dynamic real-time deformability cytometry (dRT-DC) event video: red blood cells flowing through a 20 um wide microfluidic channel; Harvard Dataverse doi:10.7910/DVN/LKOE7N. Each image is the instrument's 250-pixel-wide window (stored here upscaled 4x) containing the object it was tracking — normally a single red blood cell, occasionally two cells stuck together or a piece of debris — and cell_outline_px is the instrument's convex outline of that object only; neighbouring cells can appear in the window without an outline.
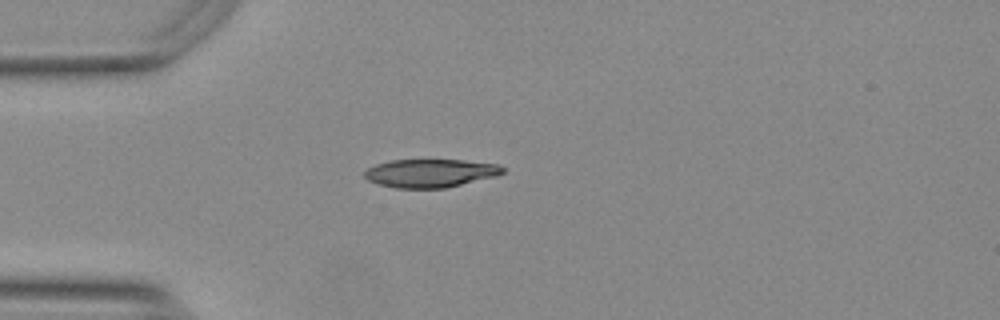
{"species": "Egyptian fruit bat (a non-hibernating species)", "species_latin": "Rousettus aegyptiacus", "temperature_condition": "warm", "stored_images_in_passage": 27, "camera_frame_rate_fps": 3000, "um_per_image_px": 0.085, "animal": {"sex": "female"}, "frame": {"image": 1, "passage_image": 1, "time_ms": 0.0, "image_size_px": [1000, 320], "cell_outline_px": [[504, 172], [496, 176], [444, 188], [396, 188], [380, 184], [368, 180], [364, 176], [364, 172], [368, 168], [376, 164], [392, 160], [464, 160], [500, 164], [504, 168]], "centroid_in_image_um": [36.6, 14.71], "position_along_channel_um": 48.4, "area_um2": 22.66}}
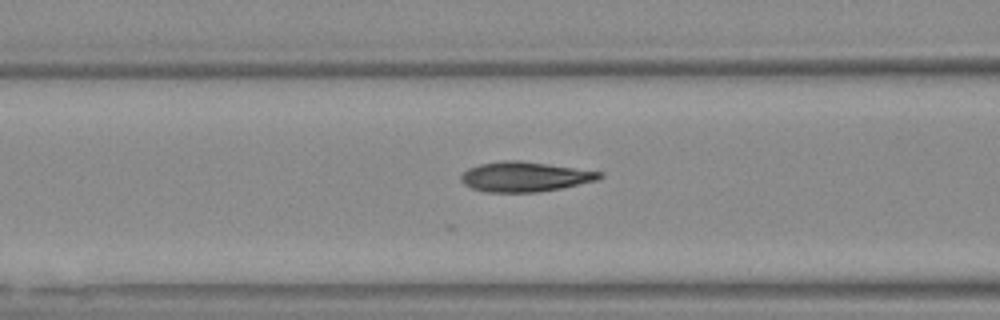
{"frame": {"image": 2, "passage_image": 8, "time_ms": 2.333, "image_size_px": [1000, 320], "cell_outline_px": [[604, 176], [600, 180], [560, 188], [536, 192], [488, 192], [472, 188], [464, 184], [460, 180], [460, 176], [468, 168], [480, 164], [500, 160], [520, 160], [604, 172]], "centroid_in_image_um": [44.63, 15.01], "position_along_channel_um": 122.0, "area_um2": 24.22}}
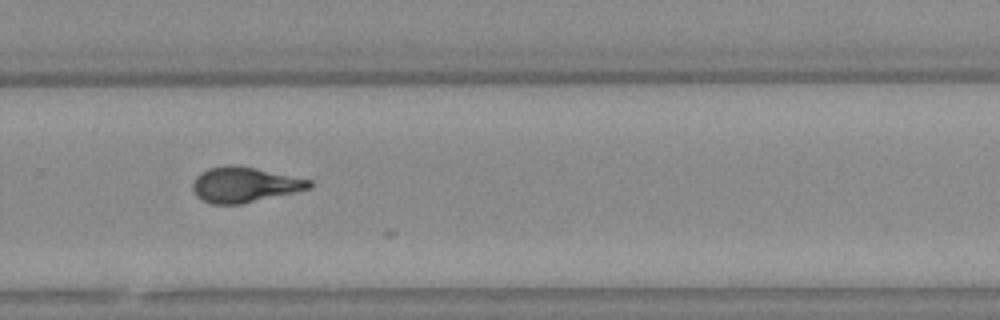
{"frame": {"image": 3, "passage_image": 23, "time_ms": 7.333, "image_size_px": [1000, 320], "cell_outline_px": [[312, 188], [240, 204], [212, 204], [196, 196], [192, 188], [192, 184], [196, 176], [200, 172], [208, 168], [228, 164], [252, 168], [312, 180]], "centroid_in_image_um": [20.74, 15.7], "position_along_channel_um": 309.1, "area_um2": 23.64}}